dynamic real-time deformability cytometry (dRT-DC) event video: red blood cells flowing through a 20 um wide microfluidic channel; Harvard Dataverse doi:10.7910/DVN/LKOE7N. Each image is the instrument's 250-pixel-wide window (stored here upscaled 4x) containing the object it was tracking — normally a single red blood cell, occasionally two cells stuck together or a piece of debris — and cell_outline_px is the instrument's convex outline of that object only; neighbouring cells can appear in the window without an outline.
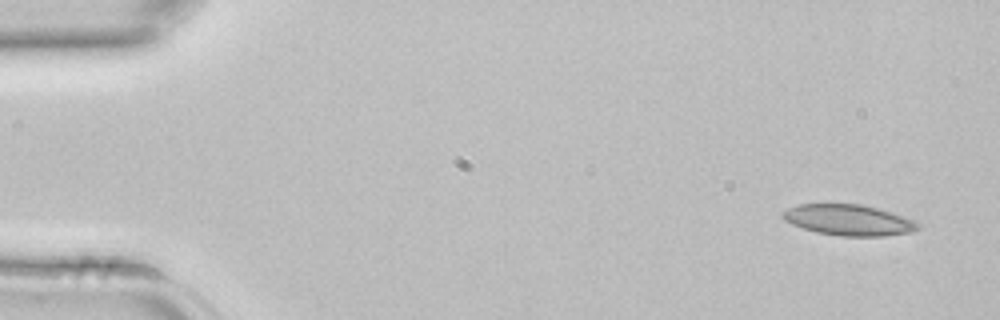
{"species": "common noctule bat (a hibernating species)", "species_latin": "Nyctalus noctula", "temperature_condition": "room temperature", "stored_images_in_passage": 3, "camera_frame_rate_fps": 3000, "um_per_image_px": 0.085, "animal": {"sex": "female", "body_mass_g": 22.7, "forearm_length_mm": 54.2}, "frame": {"image": 1, "passage_image": 1, "time_ms": 0.0, "image_size_px": [1000, 320], "cell_outline_px": [[920, 228], [912, 232], [884, 236], [840, 236], [816, 232], [792, 224], [784, 220], [780, 216], [788, 208], [796, 204], [860, 204], [876, 208], [912, 220], [920, 224]], "centroid_in_image_um": [72.1, 18.71], "position_along_channel_um": 12.9, "area_um2": 24.1}}